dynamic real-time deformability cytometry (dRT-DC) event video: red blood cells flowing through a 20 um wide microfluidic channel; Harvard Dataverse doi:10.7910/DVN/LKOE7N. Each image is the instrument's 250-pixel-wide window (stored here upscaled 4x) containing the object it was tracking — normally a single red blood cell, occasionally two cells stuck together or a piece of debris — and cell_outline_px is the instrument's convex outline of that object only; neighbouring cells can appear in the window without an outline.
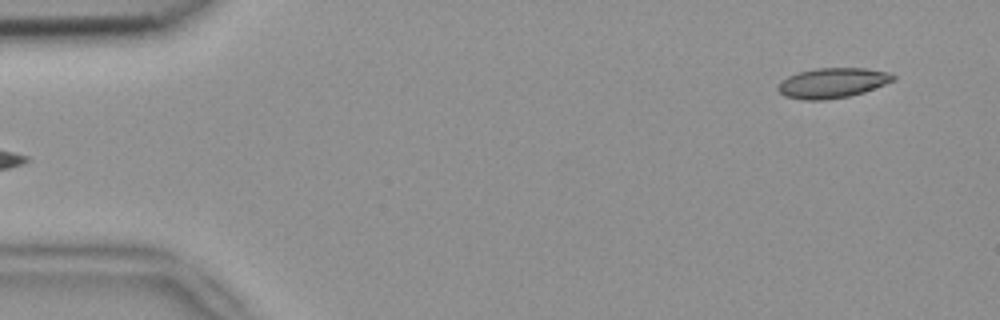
{"species": "common noctule bat (a hibernating species)", "species_latin": "Nyctalus noctula", "temperature_condition": "room temperature", "stored_images_in_passage": 3, "camera_frame_rate_fps": 3000, "um_per_image_px": 0.085, "animal": {"sex": "female", "body_mass_g": 18.4}, "frame": {"image": 1, "passage_image": 3, "time_ms": 0.667, "image_size_px": [1000, 320], "cell_outline_px": [[896, 80], [864, 92], [848, 96], [824, 100], [804, 100], [784, 96], [776, 88], [776, 84], [788, 76], [800, 72], [816, 68], [868, 68], [888, 72], [896, 76]], "centroid_in_image_um": [70.75, 7.05], "position_along_channel_um": 14.2, "area_um2": 20.29}}